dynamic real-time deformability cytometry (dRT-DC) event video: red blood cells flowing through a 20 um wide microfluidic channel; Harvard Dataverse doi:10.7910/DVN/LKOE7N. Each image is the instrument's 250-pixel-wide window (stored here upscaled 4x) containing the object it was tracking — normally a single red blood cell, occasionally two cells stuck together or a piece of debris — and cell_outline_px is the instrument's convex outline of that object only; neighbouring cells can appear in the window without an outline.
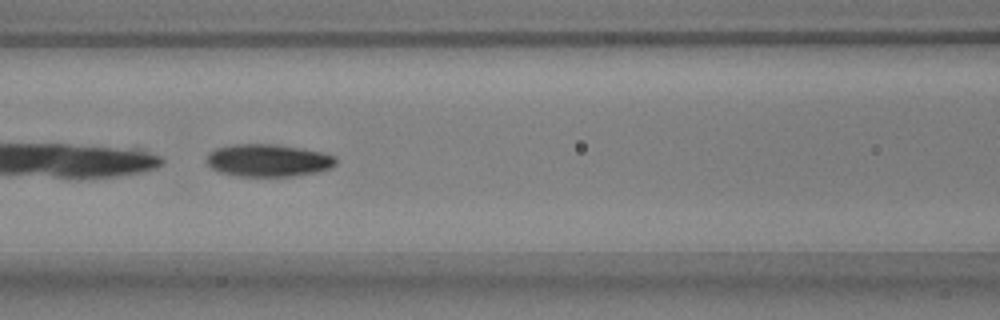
{"species": "common noctule bat (a hibernating species)", "species_latin": "Nyctalus noctula", "temperature_condition": "warm", "stored_images_in_passage": 51, "camera_frame_rate_fps": 3000, "um_per_image_px": 0.085, "animal": {"sex": "male", "body_mass_g": 17.9, "forearm_length_mm": 54.2}, "frame": {"image": 1, "passage_image": 23, "time_ms": 7.333, "image_size_px": [1000, 320], "cell_outline_px": [[336, 164], [332, 168], [316, 172], [292, 176], [236, 176], [220, 172], [212, 168], [204, 160], [208, 152], [216, 148], [232, 144], [276, 144], [324, 152], [336, 156]], "centroid_in_image_um": [22.78, 13.63], "position_along_channel_um": 143.8, "area_um2": 24.74}}
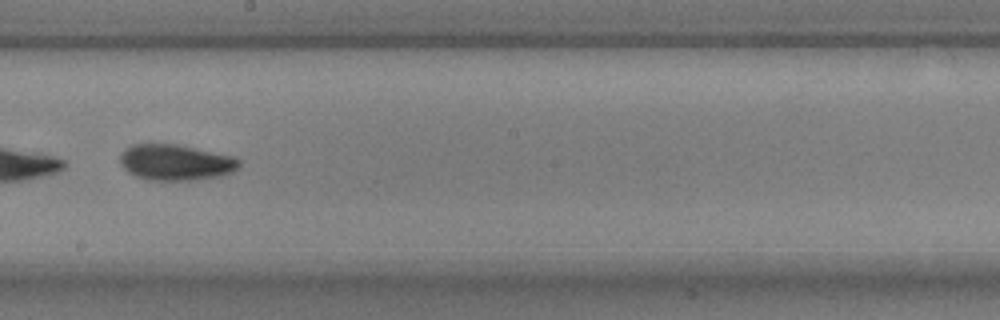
{"frame": {"image": 2, "passage_image": 30, "time_ms": 9.667, "image_size_px": [1000, 320], "cell_outline_px": [[240, 168], [232, 172], [220, 176], [192, 180], [148, 180], [136, 176], [128, 172], [120, 164], [120, 156], [124, 148], [132, 144], [176, 144], [232, 156], [240, 160]], "centroid_in_image_um": [14.91, 13.8], "position_along_channel_um": 233.3, "area_um2": 24.91}}
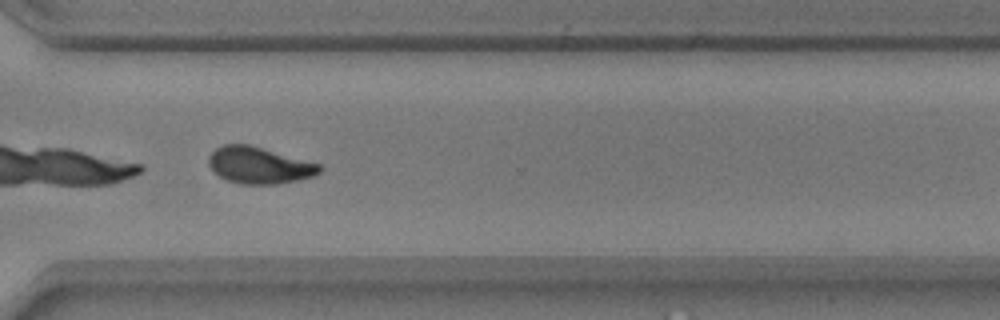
{"frame": {"image": 3, "passage_image": 39, "time_ms": 12.667, "image_size_px": [1000, 320], "cell_outline_px": [[324, 168], [320, 172], [312, 176], [296, 180], [276, 184], [240, 184], [228, 180], [220, 176], [208, 164], [208, 156], [216, 148], [224, 144], [248, 144], [320, 164]], "centroid_in_image_um": [22.02, 14.05], "position_along_channel_um": 348.6, "area_um2": 23.41}, "authors_computed_cell_mechanics": {"area_um2": 25.3164, "velocity_mm_per_s": 3.8408, "shape_relaxation_time_tau1_ms": 0.7657, "shape_relaxation_time_tau2_ms": 3.331, "deformation_change_tau1": 0.3048, "deformation_change_tau2": 0.0752}}